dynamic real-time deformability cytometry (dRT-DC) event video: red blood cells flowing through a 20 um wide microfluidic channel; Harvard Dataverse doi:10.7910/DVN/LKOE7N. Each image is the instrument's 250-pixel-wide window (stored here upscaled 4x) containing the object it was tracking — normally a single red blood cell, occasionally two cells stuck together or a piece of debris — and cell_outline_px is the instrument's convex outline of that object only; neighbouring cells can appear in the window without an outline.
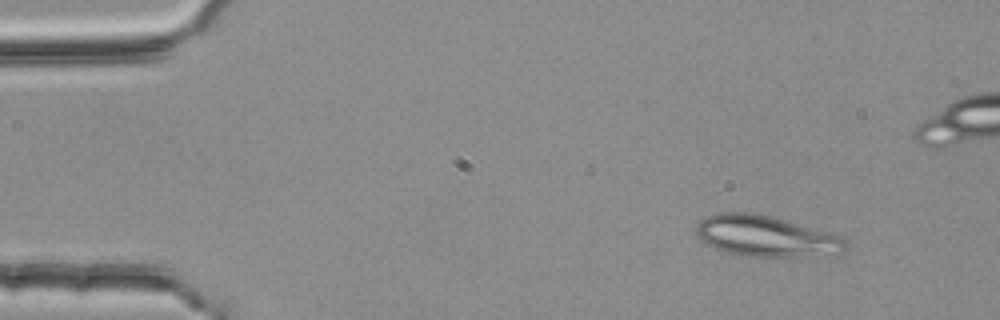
{"species": "common noctule bat (a hibernating species)", "species_latin": "Nyctalus noctula", "temperature_condition": "room temperature", "stored_images_in_passage": 5, "camera_frame_rate_fps": 3000, "um_per_image_px": 0.085, "animal": {"sex": "female", "body_mass_g": 25.1}, "frame": {"image": 1, "passage_image": 1, "time_ms": 0.0, "image_size_px": [1000, 320], "cell_outline_px": [[848, 248], [836, 256], [748, 256], [724, 252], [704, 244], [700, 240], [696, 232], [696, 228], [700, 220], [708, 216], [720, 212], [756, 212], [772, 216], [840, 236], [844, 240]], "centroid_in_image_um": [65.1, 20.08], "position_along_channel_um": 19.9, "area_um2": 35.84}}